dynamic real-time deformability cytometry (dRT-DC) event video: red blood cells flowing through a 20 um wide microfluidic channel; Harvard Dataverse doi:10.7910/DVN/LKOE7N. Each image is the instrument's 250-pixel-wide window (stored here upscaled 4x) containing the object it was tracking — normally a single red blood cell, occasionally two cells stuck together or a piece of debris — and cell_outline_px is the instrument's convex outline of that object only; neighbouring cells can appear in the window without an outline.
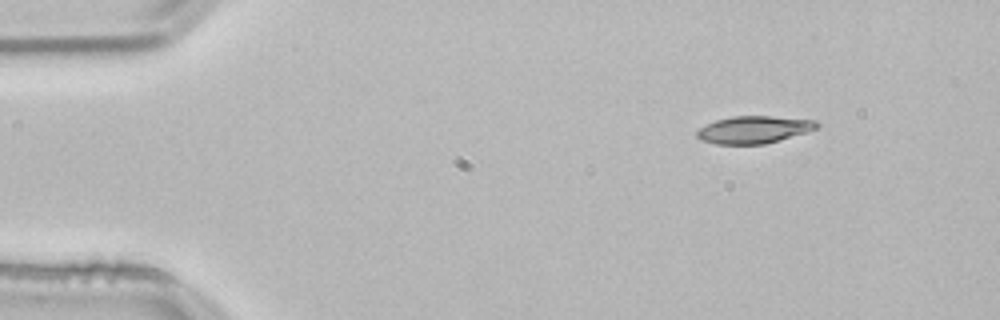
{"species": "common noctule bat (a hibernating species)", "species_latin": "Nyctalus noctula", "temperature_condition": "room temperature", "stored_images_in_passage": 10, "camera_frame_rate_fps": 3000, "um_per_image_px": 0.085, "animal": {"sex": "male", "body_mass_g": 21.5, "forearm_length_mm": 52.0}, "frame": {"image": 1, "passage_image": 1, "time_ms": 0.0, "image_size_px": [1000, 320], "cell_outline_px": [[820, 124], [816, 128], [808, 132], [764, 144], [716, 144], [700, 140], [696, 136], [696, 132], [700, 128], [716, 120], [732, 116], [768, 116], [816, 120]], "centroid_in_image_um": [64.08, 11.02], "position_along_channel_um": 20.9, "area_um2": 19.02}}